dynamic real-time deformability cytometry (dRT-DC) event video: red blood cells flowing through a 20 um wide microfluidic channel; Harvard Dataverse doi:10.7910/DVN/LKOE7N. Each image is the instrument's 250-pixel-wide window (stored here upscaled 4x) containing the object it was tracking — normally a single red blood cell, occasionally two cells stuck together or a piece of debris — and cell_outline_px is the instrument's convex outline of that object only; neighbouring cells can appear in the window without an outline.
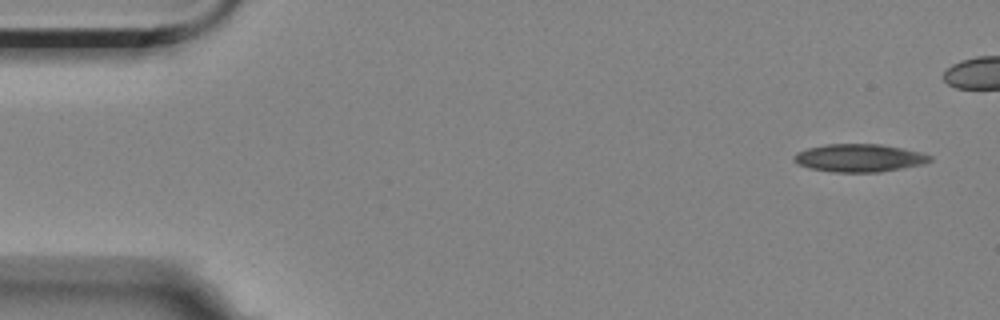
{"species": "Egyptian fruit bat (a non-hibernating species)", "species_latin": "Rousettus aegyptiacus", "temperature_condition": "room temperature", "stored_images_in_passage": 6, "camera_frame_rate_fps": 3000, "um_per_image_px": 0.085, "animal": {"sex": "female"}, "frame": {"image": 1, "passage_image": 1, "time_ms": 0.0, "image_size_px": [1000, 320], "cell_outline_px": [[932, 160], [924, 164], [904, 168], [880, 172], [832, 172], [808, 168], [796, 164], [792, 160], [792, 156], [796, 152], [808, 148], [824, 144], [880, 144], [904, 148], [924, 152], [932, 156]], "centroid_in_image_um": [73.03, 13.42], "position_along_channel_um": 12.0, "area_um2": 22.54}}
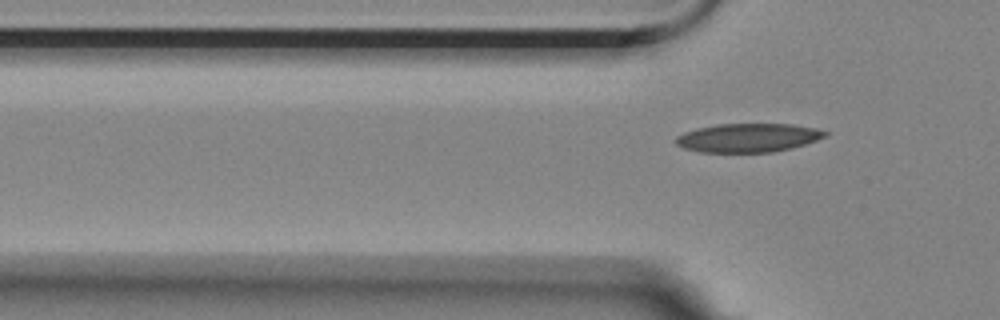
{"frame": {"image": 2, "passage_image": 6, "time_ms": 6.667, "image_size_px": [1000, 320], "cell_outline_px": [[828, 136], [792, 148], [772, 152], [700, 152], [684, 148], [676, 144], [672, 140], [676, 136], [684, 132], [696, 128], [716, 124], [792, 124], [816, 128], [828, 132]], "centroid_in_image_um": [63.56, 11.7], "position_along_channel_um": 62.2, "area_um2": 25.14}}